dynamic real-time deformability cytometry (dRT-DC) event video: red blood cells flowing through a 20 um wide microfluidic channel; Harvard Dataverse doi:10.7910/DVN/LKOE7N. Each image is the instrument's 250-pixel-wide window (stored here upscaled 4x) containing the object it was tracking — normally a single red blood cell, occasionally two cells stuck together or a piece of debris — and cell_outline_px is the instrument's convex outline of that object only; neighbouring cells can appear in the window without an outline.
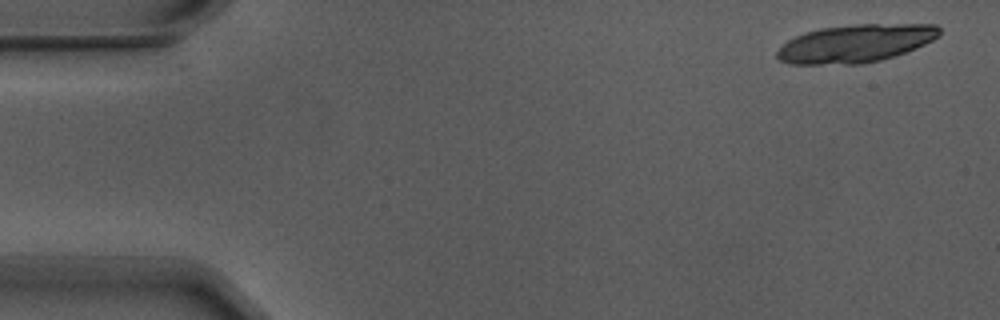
{"species": "Egyptian fruit bat (a non-hibernating species)", "species_latin": "Rousettus aegyptiacus", "temperature_condition": "warm", "stored_images_in_passage": 5, "camera_frame_rate_fps": 3000, "um_per_image_px": 0.085, "animal": {"sex": "male"}, "frame": {"image": 1, "passage_image": 1, "time_ms": 0.0, "image_size_px": [1000, 320], "cell_outline_px": [[940, 36], [916, 48], [880, 60], [860, 64], [792, 64], [780, 60], [776, 56], [776, 52], [788, 40], [804, 32], [820, 28], [856, 24], [936, 24], [940, 28]], "centroid_in_image_um": [72.72, 3.68], "position_along_channel_um": 12.3, "area_um2": 35.78}}